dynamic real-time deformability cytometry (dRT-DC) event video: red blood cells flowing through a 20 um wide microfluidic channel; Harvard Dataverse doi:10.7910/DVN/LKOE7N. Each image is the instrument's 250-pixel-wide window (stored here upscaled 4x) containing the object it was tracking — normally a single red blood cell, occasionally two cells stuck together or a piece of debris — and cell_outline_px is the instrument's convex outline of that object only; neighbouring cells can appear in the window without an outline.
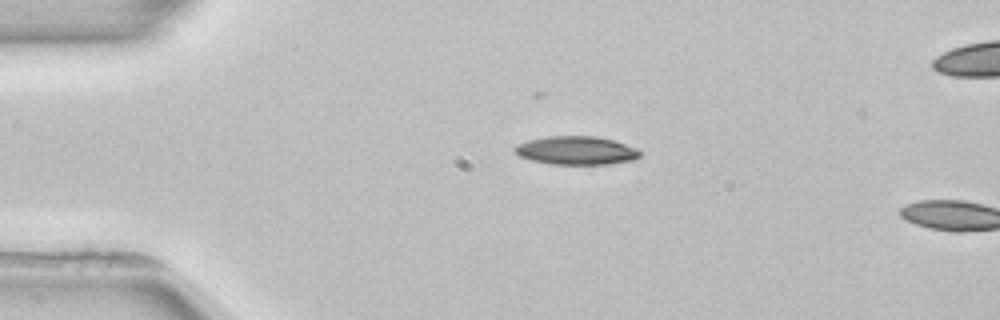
{"species": "common noctule bat (a hibernating species)", "species_latin": "Nyctalus noctula", "temperature_condition": "room temperature", "stored_images_in_passage": 2, "camera_frame_rate_fps": 3000, "um_per_image_px": 0.085, "animal": {"sex": "female", "body_mass_g": 22.7, "forearm_length_mm": 54.2}, "frame": {"image": 1, "passage_image": 1, "time_ms": 0.0, "image_size_px": [1000, 320], "cell_outline_px": [[640, 156], [636, 160], [608, 164], [552, 164], [532, 160], [520, 156], [512, 148], [516, 144], [528, 140], [544, 136], [596, 136], [612, 140], [636, 148], [640, 152]], "centroid_in_image_um": [48.97, 12.79], "position_along_channel_um": 36.0, "area_um2": 20.75}}